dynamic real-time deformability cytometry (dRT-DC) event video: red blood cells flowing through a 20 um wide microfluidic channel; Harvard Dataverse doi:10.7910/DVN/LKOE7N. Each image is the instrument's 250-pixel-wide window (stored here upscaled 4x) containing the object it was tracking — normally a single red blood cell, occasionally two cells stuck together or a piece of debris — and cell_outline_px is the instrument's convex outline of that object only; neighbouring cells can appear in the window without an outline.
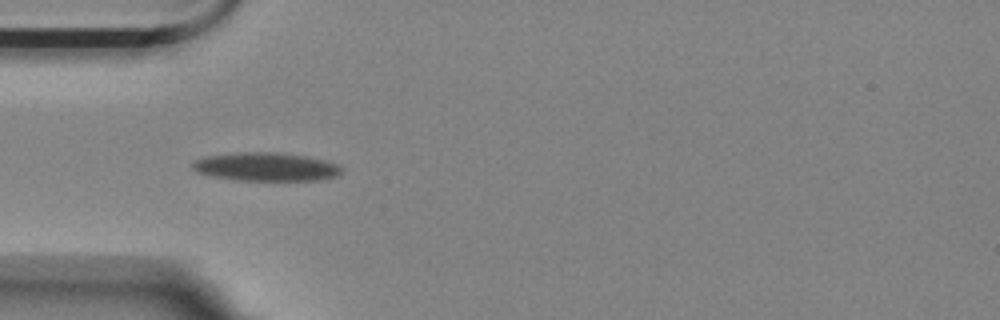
{"species": "Egyptian fruit bat (a non-hibernating species)", "species_latin": "Rousettus aegyptiacus", "temperature_condition": "room temperature", "stored_images_in_passage": 7, "camera_frame_rate_fps": 3000, "um_per_image_px": 0.085, "animal": {"sex": "female"}, "frame": {"image": 1, "passage_image": 4, "time_ms": 4.0, "image_size_px": [1000, 320], "cell_outline_px": [[340, 172], [336, 176], [316, 180], [240, 180], [212, 176], [196, 172], [192, 168], [192, 160], [204, 156], [236, 152], [276, 152], [304, 156], [324, 160], [336, 164], [340, 168]], "centroid_in_image_um": [22.51, 14.16], "position_along_channel_um": 62.5, "area_um2": 24.57}}
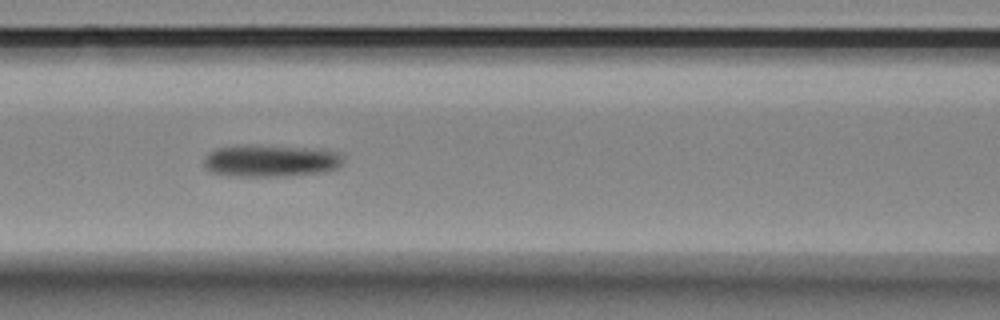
{"frame": {"image": 2, "passage_image": 6, "time_ms": 6.333, "image_size_px": [1000, 320], "cell_outline_px": [[344, 164], [336, 168], [324, 172], [288, 176], [236, 176], [212, 172], [204, 164], [204, 160], [216, 148], [248, 144], [252, 144], [304, 148], [340, 152], [344, 156]], "centroid_in_image_um": [23.07, 13.66], "position_along_channel_um": 143.5, "area_um2": 26.01}}
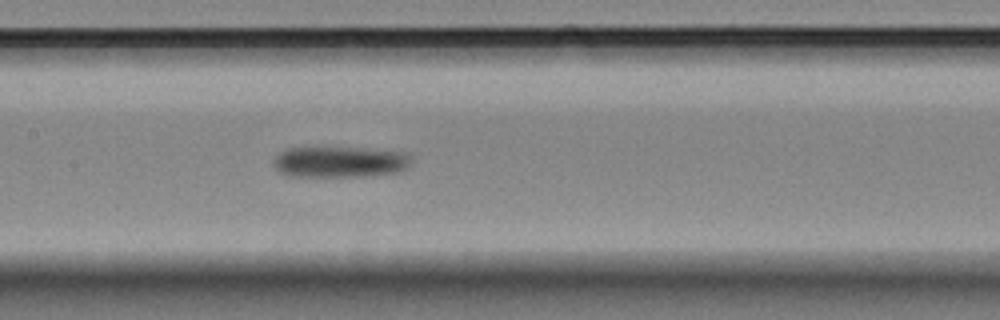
{"frame": {"image": 3, "passage_image": 7, "time_ms": 7.333, "image_size_px": [1000, 320], "cell_outline_px": [[412, 164], [408, 168], [400, 172], [364, 176], [288, 176], [280, 172], [276, 168], [276, 156], [280, 152], [288, 148], [360, 148], [408, 152], [412, 160]], "centroid_in_image_um": [28.99, 13.76], "position_along_channel_um": 178.4, "area_um2": 24.85}}